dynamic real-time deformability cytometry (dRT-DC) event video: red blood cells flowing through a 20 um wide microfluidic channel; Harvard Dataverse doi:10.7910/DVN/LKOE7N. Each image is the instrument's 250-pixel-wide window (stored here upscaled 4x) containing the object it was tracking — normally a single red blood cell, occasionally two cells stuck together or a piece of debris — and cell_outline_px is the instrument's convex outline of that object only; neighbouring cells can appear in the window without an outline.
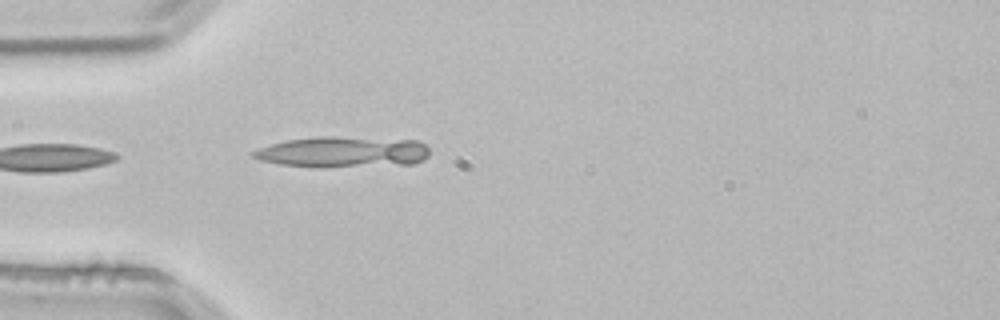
{"species": "common noctule bat (a hibernating species)", "species_latin": "Nyctalus noctula", "temperature_condition": "room temperature", "stored_images_in_passage": 3, "camera_frame_rate_fps": 3000, "um_per_image_px": 0.085, "animal": {"sex": "male", "body_mass_g": 21.5, "forearm_length_mm": 52.0}, "frame": {"image": 1, "passage_image": 3, "time_ms": 0.667, "image_size_px": [1000, 320], "cell_outline_px": [[428, 156], [424, 160], [412, 164], [320, 168], [280, 164], [260, 160], [252, 156], [248, 152], [272, 144], [288, 140], [316, 136], [336, 136], [416, 140], [424, 144], [428, 148]], "centroid_in_image_um": [29.14, 12.92], "position_along_channel_um": 55.9, "area_um2": 32.08}}